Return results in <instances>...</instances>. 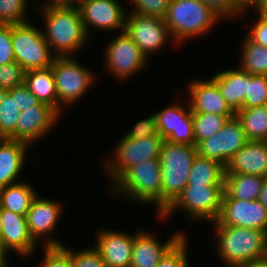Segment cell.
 Returning a JSON list of instances; mask_svg holds the SVG:
<instances>
[{
  "label": "cell",
  "mask_w": 267,
  "mask_h": 267,
  "mask_svg": "<svg viewBox=\"0 0 267 267\" xmlns=\"http://www.w3.org/2000/svg\"><path fill=\"white\" fill-rule=\"evenodd\" d=\"M45 256L41 267H73L71 253L58 240H45Z\"/></svg>",
  "instance_id": "obj_34"
},
{
  "label": "cell",
  "mask_w": 267,
  "mask_h": 267,
  "mask_svg": "<svg viewBox=\"0 0 267 267\" xmlns=\"http://www.w3.org/2000/svg\"><path fill=\"white\" fill-rule=\"evenodd\" d=\"M1 220L0 240L4 249L14 251L23 258L31 255L38 245L28 231L26 215L3 209Z\"/></svg>",
  "instance_id": "obj_17"
},
{
  "label": "cell",
  "mask_w": 267,
  "mask_h": 267,
  "mask_svg": "<svg viewBox=\"0 0 267 267\" xmlns=\"http://www.w3.org/2000/svg\"><path fill=\"white\" fill-rule=\"evenodd\" d=\"M243 53L238 68L252 75L267 76V48L252 42L248 37L243 40Z\"/></svg>",
  "instance_id": "obj_31"
},
{
  "label": "cell",
  "mask_w": 267,
  "mask_h": 267,
  "mask_svg": "<svg viewBox=\"0 0 267 267\" xmlns=\"http://www.w3.org/2000/svg\"><path fill=\"white\" fill-rule=\"evenodd\" d=\"M159 158L141 162L127 169L114 183V192L140 203L155 204L162 214V182Z\"/></svg>",
  "instance_id": "obj_5"
},
{
  "label": "cell",
  "mask_w": 267,
  "mask_h": 267,
  "mask_svg": "<svg viewBox=\"0 0 267 267\" xmlns=\"http://www.w3.org/2000/svg\"><path fill=\"white\" fill-rule=\"evenodd\" d=\"M187 108V109H186ZM160 136L169 142L195 146L190 104L175 103L155 113Z\"/></svg>",
  "instance_id": "obj_14"
},
{
  "label": "cell",
  "mask_w": 267,
  "mask_h": 267,
  "mask_svg": "<svg viewBox=\"0 0 267 267\" xmlns=\"http://www.w3.org/2000/svg\"><path fill=\"white\" fill-rule=\"evenodd\" d=\"M233 4L242 12H246V9L253 6V8L257 5L258 0H231Z\"/></svg>",
  "instance_id": "obj_46"
},
{
  "label": "cell",
  "mask_w": 267,
  "mask_h": 267,
  "mask_svg": "<svg viewBox=\"0 0 267 267\" xmlns=\"http://www.w3.org/2000/svg\"><path fill=\"white\" fill-rule=\"evenodd\" d=\"M14 61L12 25L0 24V66Z\"/></svg>",
  "instance_id": "obj_41"
},
{
  "label": "cell",
  "mask_w": 267,
  "mask_h": 267,
  "mask_svg": "<svg viewBox=\"0 0 267 267\" xmlns=\"http://www.w3.org/2000/svg\"><path fill=\"white\" fill-rule=\"evenodd\" d=\"M67 250L71 253L73 267H106L105 262L94 247L78 252H73L69 248Z\"/></svg>",
  "instance_id": "obj_39"
},
{
  "label": "cell",
  "mask_w": 267,
  "mask_h": 267,
  "mask_svg": "<svg viewBox=\"0 0 267 267\" xmlns=\"http://www.w3.org/2000/svg\"><path fill=\"white\" fill-rule=\"evenodd\" d=\"M225 174L267 177V141H248L225 166Z\"/></svg>",
  "instance_id": "obj_20"
},
{
  "label": "cell",
  "mask_w": 267,
  "mask_h": 267,
  "mask_svg": "<svg viewBox=\"0 0 267 267\" xmlns=\"http://www.w3.org/2000/svg\"><path fill=\"white\" fill-rule=\"evenodd\" d=\"M37 193L24 182L9 184L0 188V202L3 209L26 215Z\"/></svg>",
  "instance_id": "obj_28"
},
{
  "label": "cell",
  "mask_w": 267,
  "mask_h": 267,
  "mask_svg": "<svg viewBox=\"0 0 267 267\" xmlns=\"http://www.w3.org/2000/svg\"><path fill=\"white\" fill-rule=\"evenodd\" d=\"M211 79L217 84L222 97L234 112L242 109L247 93V72L240 68L228 69L215 74Z\"/></svg>",
  "instance_id": "obj_24"
},
{
  "label": "cell",
  "mask_w": 267,
  "mask_h": 267,
  "mask_svg": "<svg viewBox=\"0 0 267 267\" xmlns=\"http://www.w3.org/2000/svg\"><path fill=\"white\" fill-rule=\"evenodd\" d=\"M265 259L267 260V233H266V253H265Z\"/></svg>",
  "instance_id": "obj_52"
},
{
  "label": "cell",
  "mask_w": 267,
  "mask_h": 267,
  "mask_svg": "<svg viewBox=\"0 0 267 267\" xmlns=\"http://www.w3.org/2000/svg\"><path fill=\"white\" fill-rule=\"evenodd\" d=\"M61 210V203L36 195L26 214L28 231L36 243L38 239L43 238L44 235L49 237L48 234L54 231L62 213Z\"/></svg>",
  "instance_id": "obj_22"
},
{
  "label": "cell",
  "mask_w": 267,
  "mask_h": 267,
  "mask_svg": "<svg viewBox=\"0 0 267 267\" xmlns=\"http://www.w3.org/2000/svg\"><path fill=\"white\" fill-rule=\"evenodd\" d=\"M60 116L53 107L42 102L21 111L16 125V140L29 145L36 142L50 132Z\"/></svg>",
  "instance_id": "obj_16"
},
{
  "label": "cell",
  "mask_w": 267,
  "mask_h": 267,
  "mask_svg": "<svg viewBox=\"0 0 267 267\" xmlns=\"http://www.w3.org/2000/svg\"><path fill=\"white\" fill-rule=\"evenodd\" d=\"M73 56H56L51 65L55 80L58 113L62 106L70 105L82 97L94 82V74L79 64ZM64 104V105H63Z\"/></svg>",
  "instance_id": "obj_6"
},
{
  "label": "cell",
  "mask_w": 267,
  "mask_h": 267,
  "mask_svg": "<svg viewBox=\"0 0 267 267\" xmlns=\"http://www.w3.org/2000/svg\"><path fill=\"white\" fill-rule=\"evenodd\" d=\"M225 166L197 154L190 169L188 185L224 186Z\"/></svg>",
  "instance_id": "obj_27"
},
{
  "label": "cell",
  "mask_w": 267,
  "mask_h": 267,
  "mask_svg": "<svg viewBox=\"0 0 267 267\" xmlns=\"http://www.w3.org/2000/svg\"><path fill=\"white\" fill-rule=\"evenodd\" d=\"M235 117L249 141H267V105L242 108Z\"/></svg>",
  "instance_id": "obj_29"
},
{
  "label": "cell",
  "mask_w": 267,
  "mask_h": 267,
  "mask_svg": "<svg viewBox=\"0 0 267 267\" xmlns=\"http://www.w3.org/2000/svg\"><path fill=\"white\" fill-rule=\"evenodd\" d=\"M212 223L267 232V209L259 200L222 198L219 217Z\"/></svg>",
  "instance_id": "obj_13"
},
{
  "label": "cell",
  "mask_w": 267,
  "mask_h": 267,
  "mask_svg": "<svg viewBox=\"0 0 267 267\" xmlns=\"http://www.w3.org/2000/svg\"><path fill=\"white\" fill-rule=\"evenodd\" d=\"M25 70L16 62L0 66V91L24 84Z\"/></svg>",
  "instance_id": "obj_37"
},
{
  "label": "cell",
  "mask_w": 267,
  "mask_h": 267,
  "mask_svg": "<svg viewBox=\"0 0 267 267\" xmlns=\"http://www.w3.org/2000/svg\"><path fill=\"white\" fill-rule=\"evenodd\" d=\"M8 252L4 249L3 245H2V242L0 240V267H8L7 266V257L8 256L7 254Z\"/></svg>",
  "instance_id": "obj_49"
},
{
  "label": "cell",
  "mask_w": 267,
  "mask_h": 267,
  "mask_svg": "<svg viewBox=\"0 0 267 267\" xmlns=\"http://www.w3.org/2000/svg\"><path fill=\"white\" fill-rule=\"evenodd\" d=\"M184 235L182 231L174 233L169 240L161 244L147 231H138L134 235L130 267H155L165 253Z\"/></svg>",
  "instance_id": "obj_21"
},
{
  "label": "cell",
  "mask_w": 267,
  "mask_h": 267,
  "mask_svg": "<svg viewBox=\"0 0 267 267\" xmlns=\"http://www.w3.org/2000/svg\"><path fill=\"white\" fill-rule=\"evenodd\" d=\"M248 141L240 122L233 117L218 133L200 141L196 145V150L201 157L214 159L226 166Z\"/></svg>",
  "instance_id": "obj_11"
},
{
  "label": "cell",
  "mask_w": 267,
  "mask_h": 267,
  "mask_svg": "<svg viewBox=\"0 0 267 267\" xmlns=\"http://www.w3.org/2000/svg\"><path fill=\"white\" fill-rule=\"evenodd\" d=\"M218 20L220 18L201 0H170L164 18L176 43L205 35Z\"/></svg>",
  "instance_id": "obj_4"
},
{
  "label": "cell",
  "mask_w": 267,
  "mask_h": 267,
  "mask_svg": "<svg viewBox=\"0 0 267 267\" xmlns=\"http://www.w3.org/2000/svg\"><path fill=\"white\" fill-rule=\"evenodd\" d=\"M135 10L130 13L148 15L164 19L170 0H130Z\"/></svg>",
  "instance_id": "obj_38"
},
{
  "label": "cell",
  "mask_w": 267,
  "mask_h": 267,
  "mask_svg": "<svg viewBox=\"0 0 267 267\" xmlns=\"http://www.w3.org/2000/svg\"><path fill=\"white\" fill-rule=\"evenodd\" d=\"M219 18L234 17L242 15V12L233 4L231 0H201Z\"/></svg>",
  "instance_id": "obj_42"
},
{
  "label": "cell",
  "mask_w": 267,
  "mask_h": 267,
  "mask_svg": "<svg viewBox=\"0 0 267 267\" xmlns=\"http://www.w3.org/2000/svg\"><path fill=\"white\" fill-rule=\"evenodd\" d=\"M124 31L147 59L172 37L164 19L135 13L126 15Z\"/></svg>",
  "instance_id": "obj_10"
},
{
  "label": "cell",
  "mask_w": 267,
  "mask_h": 267,
  "mask_svg": "<svg viewBox=\"0 0 267 267\" xmlns=\"http://www.w3.org/2000/svg\"><path fill=\"white\" fill-rule=\"evenodd\" d=\"M265 177L251 174H224L222 198L258 200Z\"/></svg>",
  "instance_id": "obj_26"
},
{
  "label": "cell",
  "mask_w": 267,
  "mask_h": 267,
  "mask_svg": "<svg viewBox=\"0 0 267 267\" xmlns=\"http://www.w3.org/2000/svg\"><path fill=\"white\" fill-rule=\"evenodd\" d=\"M254 8L257 9L258 15L267 19V0H258Z\"/></svg>",
  "instance_id": "obj_47"
},
{
  "label": "cell",
  "mask_w": 267,
  "mask_h": 267,
  "mask_svg": "<svg viewBox=\"0 0 267 267\" xmlns=\"http://www.w3.org/2000/svg\"><path fill=\"white\" fill-rule=\"evenodd\" d=\"M17 103V86L0 91V136L16 140V125L20 116Z\"/></svg>",
  "instance_id": "obj_30"
},
{
  "label": "cell",
  "mask_w": 267,
  "mask_h": 267,
  "mask_svg": "<svg viewBox=\"0 0 267 267\" xmlns=\"http://www.w3.org/2000/svg\"><path fill=\"white\" fill-rule=\"evenodd\" d=\"M97 235V245L94 248L106 267H130L134 235L113 230H102Z\"/></svg>",
  "instance_id": "obj_18"
},
{
  "label": "cell",
  "mask_w": 267,
  "mask_h": 267,
  "mask_svg": "<svg viewBox=\"0 0 267 267\" xmlns=\"http://www.w3.org/2000/svg\"><path fill=\"white\" fill-rule=\"evenodd\" d=\"M237 267H267V260L261 259V260L253 261V262L243 264Z\"/></svg>",
  "instance_id": "obj_50"
},
{
  "label": "cell",
  "mask_w": 267,
  "mask_h": 267,
  "mask_svg": "<svg viewBox=\"0 0 267 267\" xmlns=\"http://www.w3.org/2000/svg\"><path fill=\"white\" fill-rule=\"evenodd\" d=\"M235 115L192 113L195 146L202 140L218 133L229 119Z\"/></svg>",
  "instance_id": "obj_32"
},
{
  "label": "cell",
  "mask_w": 267,
  "mask_h": 267,
  "mask_svg": "<svg viewBox=\"0 0 267 267\" xmlns=\"http://www.w3.org/2000/svg\"><path fill=\"white\" fill-rule=\"evenodd\" d=\"M12 46L16 62L25 71L50 67L56 57L43 31L29 23L12 25Z\"/></svg>",
  "instance_id": "obj_8"
},
{
  "label": "cell",
  "mask_w": 267,
  "mask_h": 267,
  "mask_svg": "<svg viewBox=\"0 0 267 267\" xmlns=\"http://www.w3.org/2000/svg\"><path fill=\"white\" fill-rule=\"evenodd\" d=\"M28 0H0V24L18 25L26 22Z\"/></svg>",
  "instance_id": "obj_35"
},
{
  "label": "cell",
  "mask_w": 267,
  "mask_h": 267,
  "mask_svg": "<svg viewBox=\"0 0 267 267\" xmlns=\"http://www.w3.org/2000/svg\"><path fill=\"white\" fill-rule=\"evenodd\" d=\"M196 156V146L163 141L159 156L162 176V213L188 185L190 169Z\"/></svg>",
  "instance_id": "obj_3"
},
{
  "label": "cell",
  "mask_w": 267,
  "mask_h": 267,
  "mask_svg": "<svg viewBox=\"0 0 267 267\" xmlns=\"http://www.w3.org/2000/svg\"><path fill=\"white\" fill-rule=\"evenodd\" d=\"M258 200L267 209V177L264 180L263 187L259 193Z\"/></svg>",
  "instance_id": "obj_48"
},
{
  "label": "cell",
  "mask_w": 267,
  "mask_h": 267,
  "mask_svg": "<svg viewBox=\"0 0 267 267\" xmlns=\"http://www.w3.org/2000/svg\"><path fill=\"white\" fill-rule=\"evenodd\" d=\"M2 212H3V208L0 202V237H1V231H2V220H1Z\"/></svg>",
  "instance_id": "obj_51"
},
{
  "label": "cell",
  "mask_w": 267,
  "mask_h": 267,
  "mask_svg": "<svg viewBox=\"0 0 267 267\" xmlns=\"http://www.w3.org/2000/svg\"><path fill=\"white\" fill-rule=\"evenodd\" d=\"M224 186L187 185L177 199L159 216L167 218L184 209L191 219L216 221L221 211Z\"/></svg>",
  "instance_id": "obj_7"
},
{
  "label": "cell",
  "mask_w": 267,
  "mask_h": 267,
  "mask_svg": "<svg viewBox=\"0 0 267 267\" xmlns=\"http://www.w3.org/2000/svg\"><path fill=\"white\" fill-rule=\"evenodd\" d=\"M29 144L13 139L0 140V188L16 183Z\"/></svg>",
  "instance_id": "obj_23"
},
{
  "label": "cell",
  "mask_w": 267,
  "mask_h": 267,
  "mask_svg": "<svg viewBox=\"0 0 267 267\" xmlns=\"http://www.w3.org/2000/svg\"><path fill=\"white\" fill-rule=\"evenodd\" d=\"M247 37L254 43L267 48V19L259 15Z\"/></svg>",
  "instance_id": "obj_43"
},
{
  "label": "cell",
  "mask_w": 267,
  "mask_h": 267,
  "mask_svg": "<svg viewBox=\"0 0 267 267\" xmlns=\"http://www.w3.org/2000/svg\"><path fill=\"white\" fill-rule=\"evenodd\" d=\"M164 139L161 136H150L144 140L123 136L118 141L115 157L106 161L105 170L114 183L127 169L141 162L158 159Z\"/></svg>",
  "instance_id": "obj_9"
},
{
  "label": "cell",
  "mask_w": 267,
  "mask_h": 267,
  "mask_svg": "<svg viewBox=\"0 0 267 267\" xmlns=\"http://www.w3.org/2000/svg\"><path fill=\"white\" fill-rule=\"evenodd\" d=\"M131 139H141L144 140L150 136H160L156 116L155 114L146 117L139 122H137L126 135Z\"/></svg>",
  "instance_id": "obj_40"
},
{
  "label": "cell",
  "mask_w": 267,
  "mask_h": 267,
  "mask_svg": "<svg viewBox=\"0 0 267 267\" xmlns=\"http://www.w3.org/2000/svg\"><path fill=\"white\" fill-rule=\"evenodd\" d=\"M17 103L20 111H25L29 107L38 105L40 101L28 90L25 84H22L17 86Z\"/></svg>",
  "instance_id": "obj_44"
},
{
  "label": "cell",
  "mask_w": 267,
  "mask_h": 267,
  "mask_svg": "<svg viewBox=\"0 0 267 267\" xmlns=\"http://www.w3.org/2000/svg\"><path fill=\"white\" fill-rule=\"evenodd\" d=\"M24 84L37 99L58 112V98L52 68L25 71Z\"/></svg>",
  "instance_id": "obj_25"
},
{
  "label": "cell",
  "mask_w": 267,
  "mask_h": 267,
  "mask_svg": "<svg viewBox=\"0 0 267 267\" xmlns=\"http://www.w3.org/2000/svg\"><path fill=\"white\" fill-rule=\"evenodd\" d=\"M41 10L46 22L43 34L55 56H72L83 48L88 35L78 6H49Z\"/></svg>",
  "instance_id": "obj_1"
},
{
  "label": "cell",
  "mask_w": 267,
  "mask_h": 267,
  "mask_svg": "<svg viewBox=\"0 0 267 267\" xmlns=\"http://www.w3.org/2000/svg\"><path fill=\"white\" fill-rule=\"evenodd\" d=\"M84 0H49L41 7L49 6H79ZM78 2V3H75Z\"/></svg>",
  "instance_id": "obj_45"
},
{
  "label": "cell",
  "mask_w": 267,
  "mask_h": 267,
  "mask_svg": "<svg viewBox=\"0 0 267 267\" xmlns=\"http://www.w3.org/2000/svg\"><path fill=\"white\" fill-rule=\"evenodd\" d=\"M105 50L107 70L118 79L124 80L133 76L148 63V59L125 31L111 40Z\"/></svg>",
  "instance_id": "obj_12"
},
{
  "label": "cell",
  "mask_w": 267,
  "mask_h": 267,
  "mask_svg": "<svg viewBox=\"0 0 267 267\" xmlns=\"http://www.w3.org/2000/svg\"><path fill=\"white\" fill-rule=\"evenodd\" d=\"M85 32L89 36L92 28L115 30L125 29L126 9L117 0H84L78 6Z\"/></svg>",
  "instance_id": "obj_15"
},
{
  "label": "cell",
  "mask_w": 267,
  "mask_h": 267,
  "mask_svg": "<svg viewBox=\"0 0 267 267\" xmlns=\"http://www.w3.org/2000/svg\"><path fill=\"white\" fill-rule=\"evenodd\" d=\"M187 238L183 235L161 258L155 267H189Z\"/></svg>",
  "instance_id": "obj_36"
},
{
  "label": "cell",
  "mask_w": 267,
  "mask_h": 267,
  "mask_svg": "<svg viewBox=\"0 0 267 267\" xmlns=\"http://www.w3.org/2000/svg\"><path fill=\"white\" fill-rule=\"evenodd\" d=\"M217 252L229 267L265 259L266 233L230 225H215Z\"/></svg>",
  "instance_id": "obj_2"
},
{
  "label": "cell",
  "mask_w": 267,
  "mask_h": 267,
  "mask_svg": "<svg viewBox=\"0 0 267 267\" xmlns=\"http://www.w3.org/2000/svg\"><path fill=\"white\" fill-rule=\"evenodd\" d=\"M190 107L192 113L235 115V112L222 97L217 84L212 80H196L189 84Z\"/></svg>",
  "instance_id": "obj_19"
},
{
  "label": "cell",
  "mask_w": 267,
  "mask_h": 267,
  "mask_svg": "<svg viewBox=\"0 0 267 267\" xmlns=\"http://www.w3.org/2000/svg\"><path fill=\"white\" fill-rule=\"evenodd\" d=\"M267 105V76L247 73V93L242 108Z\"/></svg>",
  "instance_id": "obj_33"
}]
</instances>
